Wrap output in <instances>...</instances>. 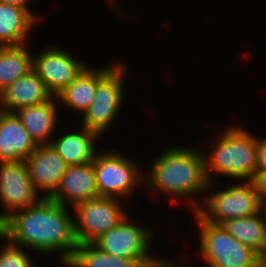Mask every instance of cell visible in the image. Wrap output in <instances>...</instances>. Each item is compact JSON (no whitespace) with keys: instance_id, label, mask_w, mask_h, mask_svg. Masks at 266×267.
<instances>
[{"instance_id":"7c38bea8","label":"cell","mask_w":266,"mask_h":267,"mask_svg":"<svg viewBox=\"0 0 266 267\" xmlns=\"http://www.w3.org/2000/svg\"><path fill=\"white\" fill-rule=\"evenodd\" d=\"M34 188L43 198H50L59 187L68 165L50 145H37L25 160Z\"/></svg>"},{"instance_id":"6da1fadb","label":"cell","mask_w":266,"mask_h":267,"mask_svg":"<svg viewBox=\"0 0 266 267\" xmlns=\"http://www.w3.org/2000/svg\"><path fill=\"white\" fill-rule=\"evenodd\" d=\"M68 209L50 198H42L6 218L0 224V234L12 244L41 255L59 252L64 266L78 246L74 216Z\"/></svg>"},{"instance_id":"8fae6325","label":"cell","mask_w":266,"mask_h":267,"mask_svg":"<svg viewBox=\"0 0 266 267\" xmlns=\"http://www.w3.org/2000/svg\"><path fill=\"white\" fill-rule=\"evenodd\" d=\"M51 46H46L38 55H33V70L42 79L47 90L56 96L88 65L57 45Z\"/></svg>"},{"instance_id":"7a4b0ae2","label":"cell","mask_w":266,"mask_h":267,"mask_svg":"<svg viewBox=\"0 0 266 267\" xmlns=\"http://www.w3.org/2000/svg\"><path fill=\"white\" fill-rule=\"evenodd\" d=\"M149 166L144 179V188L168 195L174 204L189 199L187 205L190 203L191 211L198 209L201 204L191 201L194 199L193 195H205L204 192L207 191L209 184L201 149L199 151L195 148H183V146L169 147L160 153Z\"/></svg>"},{"instance_id":"2e32d148","label":"cell","mask_w":266,"mask_h":267,"mask_svg":"<svg viewBox=\"0 0 266 267\" xmlns=\"http://www.w3.org/2000/svg\"><path fill=\"white\" fill-rule=\"evenodd\" d=\"M93 69L87 66L67 87L56 95V99L72 111L83 114L92 104L98 82L116 65Z\"/></svg>"},{"instance_id":"44dd1931","label":"cell","mask_w":266,"mask_h":267,"mask_svg":"<svg viewBox=\"0 0 266 267\" xmlns=\"http://www.w3.org/2000/svg\"><path fill=\"white\" fill-rule=\"evenodd\" d=\"M28 45L0 47V92L33 70V47Z\"/></svg>"},{"instance_id":"603a6c76","label":"cell","mask_w":266,"mask_h":267,"mask_svg":"<svg viewBox=\"0 0 266 267\" xmlns=\"http://www.w3.org/2000/svg\"><path fill=\"white\" fill-rule=\"evenodd\" d=\"M0 239L5 241L0 249V267H34V260L31 261L25 248L12 244L1 234Z\"/></svg>"},{"instance_id":"5bb4252c","label":"cell","mask_w":266,"mask_h":267,"mask_svg":"<svg viewBox=\"0 0 266 267\" xmlns=\"http://www.w3.org/2000/svg\"><path fill=\"white\" fill-rule=\"evenodd\" d=\"M36 148L17 115L0 110V162L25 161Z\"/></svg>"},{"instance_id":"4fadbf2b","label":"cell","mask_w":266,"mask_h":267,"mask_svg":"<svg viewBox=\"0 0 266 267\" xmlns=\"http://www.w3.org/2000/svg\"><path fill=\"white\" fill-rule=\"evenodd\" d=\"M99 196L96 183L94 160L75 166H68L59 187L50 197L63 206L73 208L76 204Z\"/></svg>"},{"instance_id":"5b68a950","label":"cell","mask_w":266,"mask_h":267,"mask_svg":"<svg viewBox=\"0 0 266 267\" xmlns=\"http://www.w3.org/2000/svg\"><path fill=\"white\" fill-rule=\"evenodd\" d=\"M200 234L199 254L208 267H251L261 255L230 235L223 225L204 220L192 212Z\"/></svg>"},{"instance_id":"484cf974","label":"cell","mask_w":266,"mask_h":267,"mask_svg":"<svg viewBox=\"0 0 266 267\" xmlns=\"http://www.w3.org/2000/svg\"><path fill=\"white\" fill-rule=\"evenodd\" d=\"M179 265H175V262L171 260H167L166 258H160L157 256V258L147 264L141 265V267H177Z\"/></svg>"},{"instance_id":"d4e9b609","label":"cell","mask_w":266,"mask_h":267,"mask_svg":"<svg viewBox=\"0 0 266 267\" xmlns=\"http://www.w3.org/2000/svg\"><path fill=\"white\" fill-rule=\"evenodd\" d=\"M106 267H141V264L135 259L118 257L107 253Z\"/></svg>"},{"instance_id":"ba28073f","label":"cell","mask_w":266,"mask_h":267,"mask_svg":"<svg viewBox=\"0 0 266 267\" xmlns=\"http://www.w3.org/2000/svg\"><path fill=\"white\" fill-rule=\"evenodd\" d=\"M117 198L97 197L76 204L74 212L75 234L78 243H92L128 216ZM127 213V214H126Z\"/></svg>"},{"instance_id":"30bf717a","label":"cell","mask_w":266,"mask_h":267,"mask_svg":"<svg viewBox=\"0 0 266 267\" xmlns=\"http://www.w3.org/2000/svg\"><path fill=\"white\" fill-rule=\"evenodd\" d=\"M43 197L31 181L26 161L0 162V224L12 213L26 209Z\"/></svg>"},{"instance_id":"277c9868","label":"cell","mask_w":266,"mask_h":267,"mask_svg":"<svg viewBox=\"0 0 266 267\" xmlns=\"http://www.w3.org/2000/svg\"><path fill=\"white\" fill-rule=\"evenodd\" d=\"M214 184L216 183L209 182L203 197V205L201 204L196 210L204 220L222 225L230 219L256 215L264 209L256 181H243V183L241 181L237 185L232 184L218 191L215 190L217 187ZM211 189L214 192H210Z\"/></svg>"},{"instance_id":"3957f363","label":"cell","mask_w":266,"mask_h":267,"mask_svg":"<svg viewBox=\"0 0 266 267\" xmlns=\"http://www.w3.org/2000/svg\"><path fill=\"white\" fill-rule=\"evenodd\" d=\"M221 132L220 135L215 134L217 139L211 142L209 154L203 150L208 181L215 182L213 174H222L220 176L240 181H256L258 158L256 136L246 129L231 125Z\"/></svg>"},{"instance_id":"e0dca14e","label":"cell","mask_w":266,"mask_h":267,"mask_svg":"<svg viewBox=\"0 0 266 267\" xmlns=\"http://www.w3.org/2000/svg\"><path fill=\"white\" fill-rule=\"evenodd\" d=\"M56 96L49 101L16 110L14 113L20 119L29 135L37 145L50 144L58 125V108Z\"/></svg>"},{"instance_id":"8992f818","label":"cell","mask_w":266,"mask_h":267,"mask_svg":"<svg viewBox=\"0 0 266 267\" xmlns=\"http://www.w3.org/2000/svg\"><path fill=\"white\" fill-rule=\"evenodd\" d=\"M94 168L101 197L120 200L130 198L136 188L138 189L145 182L143 179L145 176L142 174L143 171H140L142 168H139V164L137 165L135 160L128 159L119 151L111 149L98 151L94 158Z\"/></svg>"},{"instance_id":"9c48e42d","label":"cell","mask_w":266,"mask_h":267,"mask_svg":"<svg viewBox=\"0 0 266 267\" xmlns=\"http://www.w3.org/2000/svg\"><path fill=\"white\" fill-rule=\"evenodd\" d=\"M152 232L146 226L134 224L130 216H127L92 243L108 254L135 259L144 265L157 258L156 255L149 254L150 241L154 234Z\"/></svg>"},{"instance_id":"f1b7e54d","label":"cell","mask_w":266,"mask_h":267,"mask_svg":"<svg viewBox=\"0 0 266 267\" xmlns=\"http://www.w3.org/2000/svg\"><path fill=\"white\" fill-rule=\"evenodd\" d=\"M251 267H266V256H261Z\"/></svg>"},{"instance_id":"4316f807","label":"cell","mask_w":266,"mask_h":267,"mask_svg":"<svg viewBox=\"0 0 266 267\" xmlns=\"http://www.w3.org/2000/svg\"><path fill=\"white\" fill-rule=\"evenodd\" d=\"M0 2L8 4V5L17 6V7H20V8H25L29 12H32L30 10V8L28 7L29 6L28 4H30L32 2V0H0Z\"/></svg>"},{"instance_id":"ac0fdd59","label":"cell","mask_w":266,"mask_h":267,"mask_svg":"<svg viewBox=\"0 0 266 267\" xmlns=\"http://www.w3.org/2000/svg\"><path fill=\"white\" fill-rule=\"evenodd\" d=\"M99 137L98 133L81 126L78 131H68L57 139L53 138L50 145L68 166L82 165L94 160L98 152L95 143Z\"/></svg>"},{"instance_id":"d6986e66","label":"cell","mask_w":266,"mask_h":267,"mask_svg":"<svg viewBox=\"0 0 266 267\" xmlns=\"http://www.w3.org/2000/svg\"><path fill=\"white\" fill-rule=\"evenodd\" d=\"M37 19L34 12L0 2V47L27 44Z\"/></svg>"},{"instance_id":"7402d4cb","label":"cell","mask_w":266,"mask_h":267,"mask_svg":"<svg viewBox=\"0 0 266 267\" xmlns=\"http://www.w3.org/2000/svg\"><path fill=\"white\" fill-rule=\"evenodd\" d=\"M107 252L93 243H78L71 259L64 267H106Z\"/></svg>"},{"instance_id":"ffe728a7","label":"cell","mask_w":266,"mask_h":267,"mask_svg":"<svg viewBox=\"0 0 266 267\" xmlns=\"http://www.w3.org/2000/svg\"><path fill=\"white\" fill-rule=\"evenodd\" d=\"M239 242L266 256V213L264 209L247 217L230 219L222 224Z\"/></svg>"},{"instance_id":"83f0119b","label":"cell","mask_w":266,"mask_h":267,"mask_svg":"<svg viewBox=\"0 0 266 267\" xmlns=\"http://www.w3.org/2000/svg\"><path fill=\"white\" fill-rule=\"evenodd\" d=\"M261 198L263 201V204L266 203V175H264L258 182Z\"/></svg>"},{"instance_id":"f546056e","label":"cell","mask_w":266,"mask_h":267,"mask_svg":"<svg viewBox=\"0 0 266 267\" xmlns=\"http://www.w3.org/2000/svg\"><path fill=\"white\" fill-rule=\"evenodd\" d=\"M264 211H265V213H266V203L264 204Z\"/></svg>"},{"instance_id":"52a82bcc","label":"cell","mask_w":266,"mask_h":267,"mask_svg":"<svg viewBox=\"0 0 266 267\" xmlns=\"http://www.w3.org/2000/svg\"><path fill=\"white\" fill-rule=\"evenodd\" d=\"M126 63L116 65L98 82L92 104L83 113L81 125L100 136L115 122L125 96Z\"/></svg>"},{"instance_id":"9a60e30c","label":"cell","mask_w":266,"mask_h":267,"mask_svg":"<svg viewBox=\"0 0 266 267\" xmlns=\"http://www.w3.org/2000/svg\"><path fill=\"white\" fill-rule=\"evenodd\" d=\"M53 95L38 74L31 70L0 92V110L15 112L49 101Z\"/></svg>"},{"instance_id":"cb8c5ba5","label":"cell","mask_w":266,"mask_h":267,"mask_svg":"<svg viewBox=\"0 0 266 267\" xmlns=\"http://www.w3.org/2000/svg\"><path fill=\"white\" fill-rule=\"evenodd\" d=\"M257 138V173L256 182L266 175V137Z\"/></svg>"}]
</instances>
